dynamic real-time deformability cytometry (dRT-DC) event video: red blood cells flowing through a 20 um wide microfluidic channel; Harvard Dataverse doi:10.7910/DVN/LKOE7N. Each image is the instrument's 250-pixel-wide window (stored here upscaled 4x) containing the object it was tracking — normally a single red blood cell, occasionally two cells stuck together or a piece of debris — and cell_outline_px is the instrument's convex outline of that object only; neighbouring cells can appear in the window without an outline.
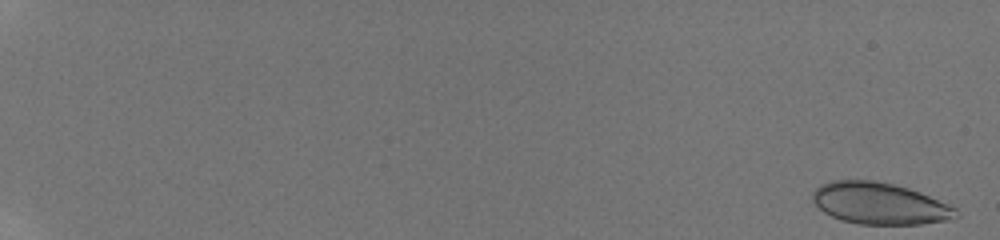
{"species": "human", "species_latin": "Homo sapiens", "temperature_condition": "room temperature", "stored_images_in_passage": 23, "camera_frame_rate_fps": 3000, "um_per_image_px": 0.085, "donor": {"sex": "male"}, "frame": {"image": 1, "passage_image": 1, "time_ms": 0.0, "image_size_px": [1000, 240], "cell_outline_px": [[960, 216], [948, 220], [920, 224], [860, 224], [840, 220], [824, 212], [812, 200], [812, 192], [820, 184], [832, 180], [872, 180], [892, 184], [908, 188], [920, 192], [956, 208], [960, 212]], "centroid_in_image_um": [74.76, 17.29], "position_along_channel_um": 10.2, "area_um2": 34.8}}
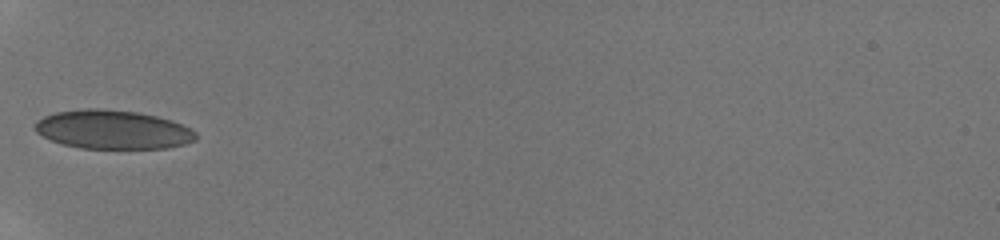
{"frame": {"image": 2, "passage_image": 10, "time_ms": 7.333, "image_size_px": [1000, 240], "cell_outline_px": [[196, 140], [184, 144], [168, 148], [80, 148], [60, 144], [36, 132], [32, 128], [36, 120], [44, 116], [56, 112], [88, 108], [96, 108], [136, 112], [156, 116], [172, 120], [192, 128], [196, 132]], "centroid_in_image_um": [9.58, 11.02], "position_along_channel_um": 75.4, "area_um2": 36.53}}
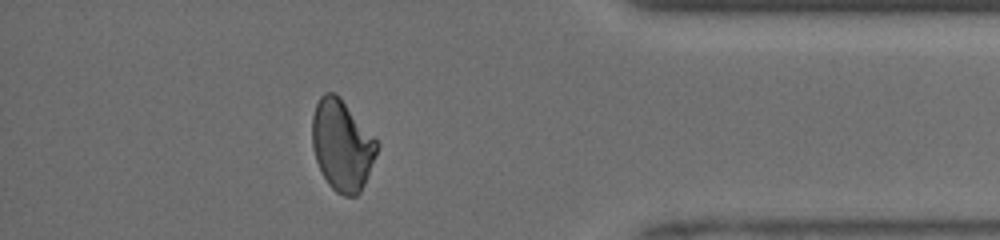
{"frame": {"image": 3, "passage_image": 20, "time_ms": 16.0, "image_size_px": [1000, 240], "cell_outline_px": [[380, 144], [364, 184], [360, 192], [356, 196], [344, 196], [336, 192], [328, 184], [316, 160], [312, 148], [312, 116], [316, 104], [320, 96], [324, 92], [336, 92], [340, 96]], "centroid_in_image_um": [29.06, 12.32], "position_along_channel_um": 406.1, "area_um2": 34.28}, "authors_computed_cell_mechanics": {"area_um2": 34.7956, "velocity_mm_per_s": 4.0892, "shape_relaxation_time_tau1_ms": null, "shape_relaxation_time_tau2_ms": 1.2081, "deformation_change_tau1": null, "deformation_change_tau2": 0.0486}}